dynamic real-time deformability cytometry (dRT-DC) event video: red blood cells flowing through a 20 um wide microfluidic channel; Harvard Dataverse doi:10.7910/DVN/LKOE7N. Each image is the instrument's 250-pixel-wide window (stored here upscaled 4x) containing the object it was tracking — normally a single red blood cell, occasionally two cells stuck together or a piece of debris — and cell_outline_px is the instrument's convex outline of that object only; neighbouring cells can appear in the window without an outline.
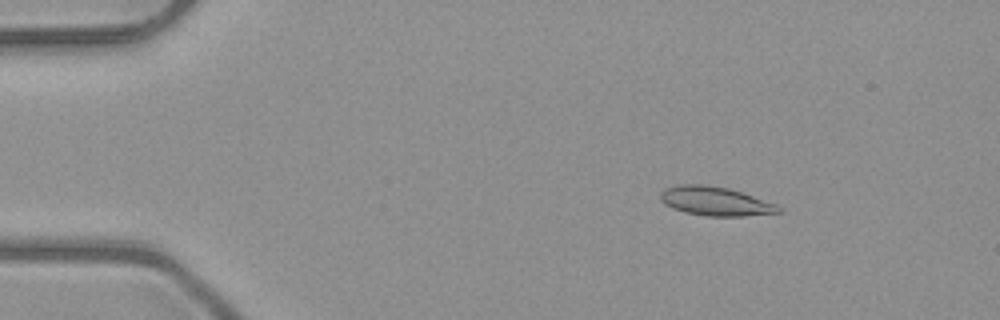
{"species": "common noctule bat (a hibernating species)", "species_latin": "Nyctalus noctula", "temperature_condition": "room temperature", "stored_images_in_passage": 45, "camera_frame_rate_fps": 3000, "um_per_image_px": 0.085, "animal": {"sex": "male", "body_mass_g": 23.1, "forearm_length_mm": 52.7}, "frame": {"image": 1, "passage_image": 1, "time_ms": 0.0, "image_size_px": [1000, 320], "cell_outline_px": [[784, 212], [744, 216], [704, 216], [684, 212], [672, 208], [664, 204], [660, 200], [660, 192], [664, 188], [676, 184], [708, 184], [728, 188], [776, 204]], "centroid_in_image_um": [60.74, 17.1], "position_along_channel_um": 24.3, "area_um2": 20.11}}
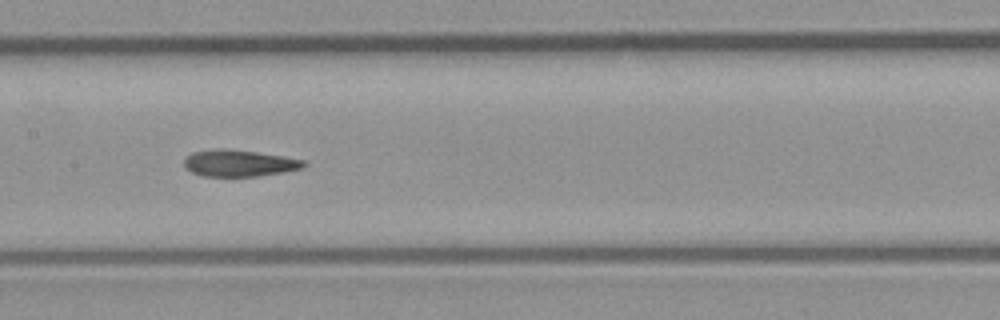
{"frame": {"image": 2, "passage_image": 19, "time_ms": 6.0, "image_size_px": [1000, 320], "cell_outline_px": [[308, 164], [300, 168], [284, 172], [256, 176], [204, 176], [192, 172], [184, 164], [184, 156], [192, 152], [220, 148], [224, 148], [256, 152], [284, 156], [304, 160]], "centroid_in_image_um": [20.32, 13.86], "position_along_channel_um": 187.1, "area_um2": 18.5}}
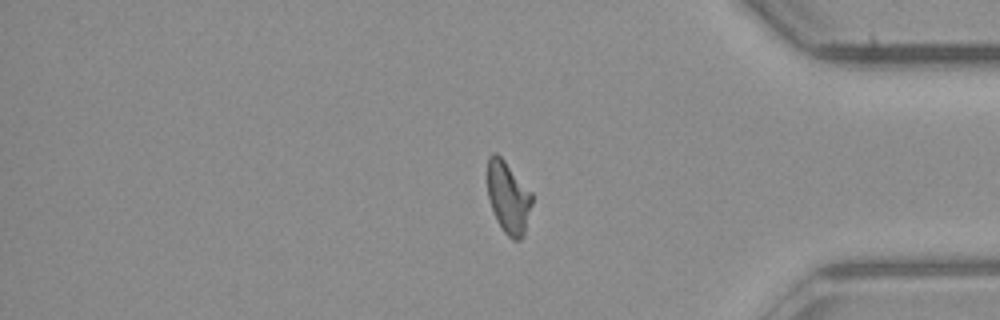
{"frame": {"image": 3, "passage_image": 36, "time_ms": 11.667, "image_size_px": [1000, 320], "cell_outline_px": [[532, 204], [524, 236], [520, 240], [512, 240], [504, 232], [496, 220], [488, 196], [488, 156], [492, 152], [496, 152], [504, 160], [532, 192]], "centroid_in_image_um": [43.21, 16.8], "position_along_channel_um": 392.0, "area_um2": 18.73}, "authors_computed_cell_mechanics": {"area_um2": 18.8428, "velocity_mm_per_s": 4.0369, "shape_relaxation_time_tau1_ms": null, "shape_relaxation_time_tau2_ms": 2.9887, "deformation_change_tau1": null, "deformation_change_tau2": 0.0966}}